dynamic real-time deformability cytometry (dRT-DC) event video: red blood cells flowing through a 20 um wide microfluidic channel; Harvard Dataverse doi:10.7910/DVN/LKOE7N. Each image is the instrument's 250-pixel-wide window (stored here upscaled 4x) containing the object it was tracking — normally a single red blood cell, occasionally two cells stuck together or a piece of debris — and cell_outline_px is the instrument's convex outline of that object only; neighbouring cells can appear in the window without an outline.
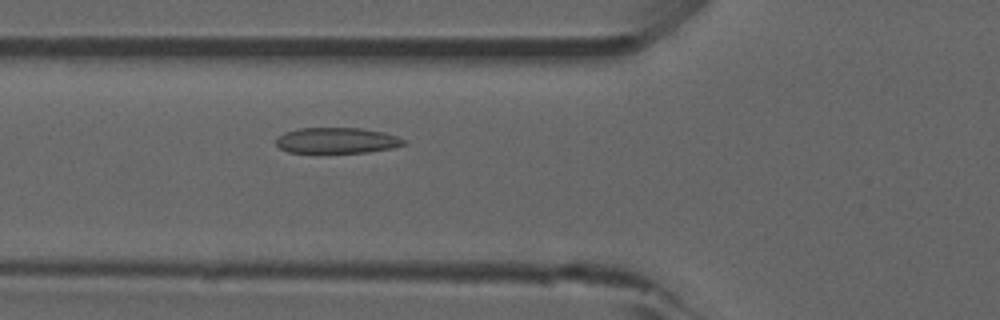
{"species": "common noctule bat (a hibernating species)", "species_latin": "Nyctalus noctula", "temperature_condition": "room temperature", "stored_images_in_passage": 21, "camera_frame_rate_fps": 3000, "um_per_image_px": 0.085, "animal": {"sex": "male", "forearm_length_mm": 52.5}, "frame": {"image": 1, "passage_image": 6, "time_ms": 1.667, "image_size_px": [1000, 320], "cell_outline_px": [[404, 144], [392, 148], [368, 152], [288, 152], [280, 148], [276, 144], [276, 140], [284, 132], [300, 128], [360, 128], [384, 132], [396, 136], [404, 140]], "centroid_in_image_um": [28.62, 11.93], "position_along_channel_um": 97.2, "area_um2": 18.9}}